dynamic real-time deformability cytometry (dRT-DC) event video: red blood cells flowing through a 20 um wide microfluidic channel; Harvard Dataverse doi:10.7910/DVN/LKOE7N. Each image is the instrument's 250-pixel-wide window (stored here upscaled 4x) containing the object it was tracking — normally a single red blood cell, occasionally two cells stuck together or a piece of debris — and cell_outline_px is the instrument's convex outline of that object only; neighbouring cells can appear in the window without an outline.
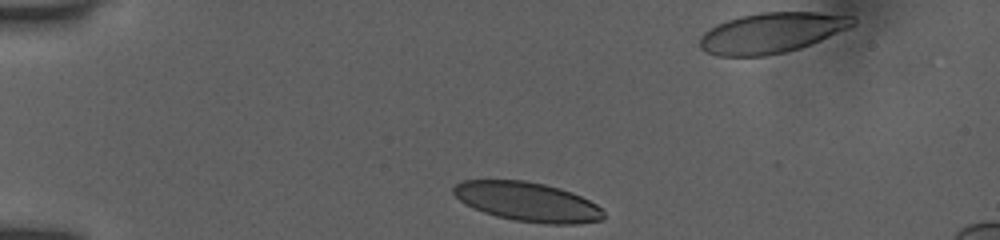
{"species": "human", "species_latin": "Homo sapiens", "temperature_condition": "room temperature", "stored_images_in_passage": 35, "camera_frame_rate_fps": 3000, "um_per_image_px": 0.085, "donor": {"sex": "female"}, "frame": {"image": 1, "passage_image": 1, "time_ms": 0.0, "image_size_px": [1000, 240], "cell_outline_px": [[604, 220], [576, 224], [544, 224], [512, 220], [496, 216], [472, 208], [464, 204], [452, 192], [452, 188], [456, 184], [464, 180], [524, 180], [544, 184], [560, 188], [572, 192], [596, 204], [604, 212]], "centroid_in_image_um": [44.83, 17.16], "position_along_channel_um": 40.2, "area_um2": 34.51}}
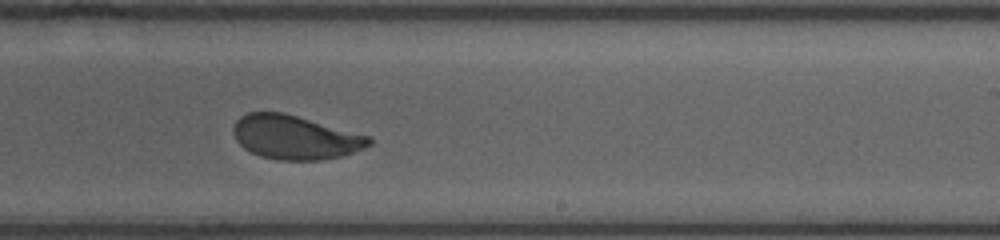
{"frame": {"image": 2, "passage_image": 22, "time_ms": 7.0, "image_size_px": [1000, 240], "cell_outline_px": [[372, 144], [364, 148], [340, 156], [320, 160], [276, 160], [260, 156], [244, 148], [236, 140], [232, 132], [232, 128], [236, 120], [240, 116], [248, 112], [284, 112], [368, 136], [372, 140]], "centroid_in_image_um": [25.03, 11.67], "position_along_channel_um": 264.0, "area_um2": 34.62}}
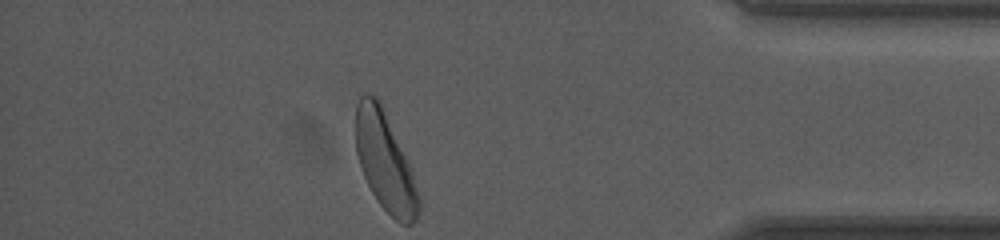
{"frame": {"image": 3, "passage_image": 35, "time_ms": 11.333, "image_size_px": [1000, 240], "cell_outline_px": [[420, 208], [416, 220], [412, 224], [400, 224], [376, 200], [364, 176], [356, 152], [356, 104], [360, 96], [364, 92], [368, 92], [376, 96], [412, 168], [420, 196]], "centroid_in_image_um": [32.74, 13.77], "position_along_channel_um": 402.5, "area_um2": 36.01}, "authors_computed_cell_mechanics": {"area_um2": 35.547, "velocity_mm_per_s": 3.8921, "shape_relaxation_time_tau1_ms": 3.1967, "shape_relaxation_time_tau2_ms": 0.7931, "deformation_change_tau1": 0.1363, "deformation_change_tau2": 0.0578}}